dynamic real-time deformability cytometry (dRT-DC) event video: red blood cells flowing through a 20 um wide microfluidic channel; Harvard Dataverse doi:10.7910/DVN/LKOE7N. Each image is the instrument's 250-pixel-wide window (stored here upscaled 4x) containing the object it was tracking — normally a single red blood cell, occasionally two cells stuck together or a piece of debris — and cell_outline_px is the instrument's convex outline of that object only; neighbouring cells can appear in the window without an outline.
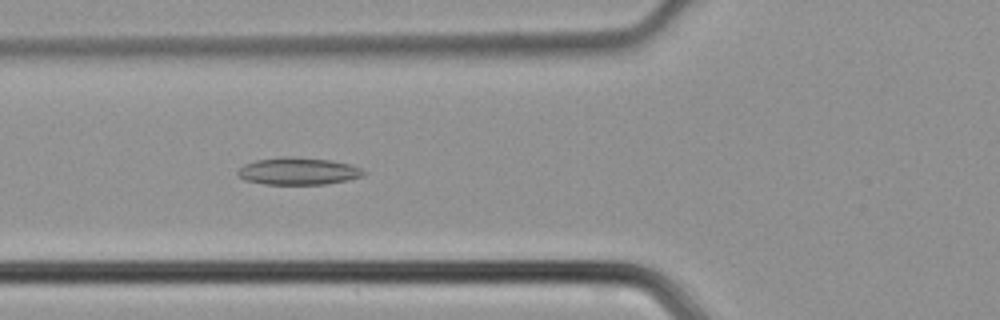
{"species": "common noctule bat (a hibernating species)", "species_latin": "Nyctalus noctula", "temperature_condition": "cold", "stored_images_in_passage": 38, "camera_frame_rate_fps": 3000, "um_per_image_px": 0.085, "animal": {"sex": "male", "body_mass_g": 21.5, "forearm_length_mm": 52.0}, "frame": {"image": 1, "passage_image": 9, "time_ms": 2.667, "image_size_px": [1000, 320], "cell_outline_px": [[364, 176], [348, 180], [324, 184], [264, 184], [244, 180], [236, 172], [244, 164], [256, 160], [280, 156], [288, 156], [332, 160], [352, 164], [360, 168], [364, 172]], "centroid_in_image_um": [25.35, 14.54], "position_along_channel_um": 100.5, "area_um2": 20.06}}
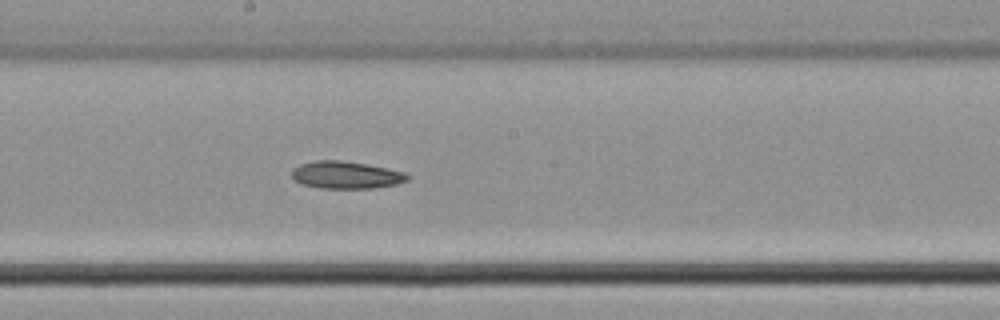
{"frame": {"image": 2, "passage_image": 17, "time_ms": 5.333, "image_size_px": [1000, 320], "cell_outline_px": [[412, 176], [408, 180], [396, 184], [372, 188], [320, 188], [304, 184], [296, 180], [292, 176], [292, 168], [300, 164], [316, 160], [340, 160], [368, 164], [388, 168], [404, 172]], "centroid_in_image_um": [29.44, 14.86], "position_along_channel_um": 218.8, "area_um2": 18.44}}
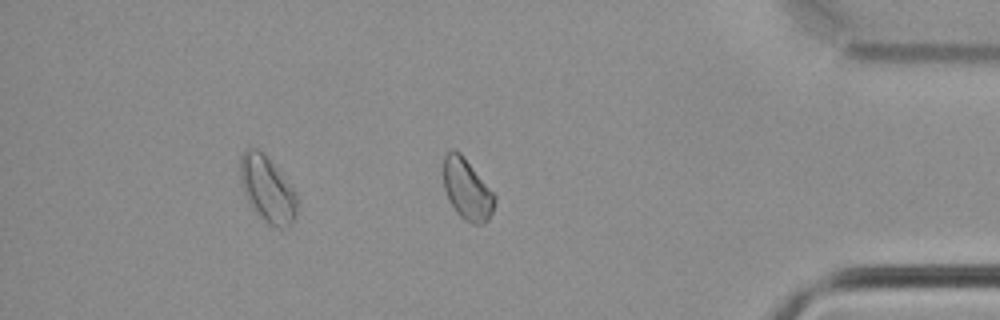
{"frame": {"image": 3, "passage_image": 31, "time_ms": 10.0, "image_size_px": [1000, 320], "cell_outline_px": [[496, 200], [492, 212], [488, 220], [480, 224], [472, 224], [464, 220], [456, 212], [444, 188], [444, 156], [452, 148], [460, 152], [496, 196]], "centroid_in_image_um": [39.71, 16.1], "position_along_channel_um": 395.5, "area_um2": 17.92}}